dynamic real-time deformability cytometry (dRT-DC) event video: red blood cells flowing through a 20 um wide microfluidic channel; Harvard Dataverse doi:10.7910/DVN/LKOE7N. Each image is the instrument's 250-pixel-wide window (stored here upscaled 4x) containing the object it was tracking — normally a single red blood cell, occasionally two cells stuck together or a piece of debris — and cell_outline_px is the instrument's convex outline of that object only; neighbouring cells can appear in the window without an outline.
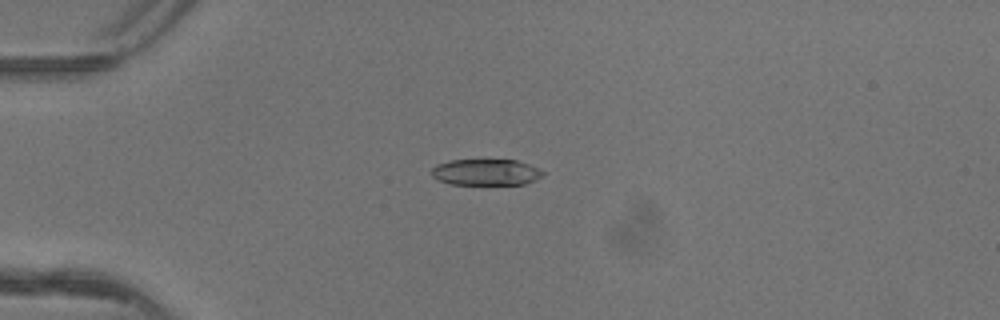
{"species": "common noctule bat (a hibernating species)", "species_latin": "Nyctalus noctula", "temperature_condition": "warm", "stored_images_in_passage": 4, "camera_frame_rate_fps": 3000, "um_per_image_px": 0.085, "animal": {"sex": "female"}, "frame": {"image": 1, "passage_image": 4, "time_ms": 1.0, "image_size_px": [1000, 320], "cell_outline_px": [[544, 172], [536, 180], [524, 184], [452, 184], [440, 180], [432, 176], [432, 168], [436, 164], [452, 160], [516, 160], [528, 164]], "centroid_in_image_um": [41.29, 14.63], "position_along_channel_um": 43.7, "area_um2": 16.76}}